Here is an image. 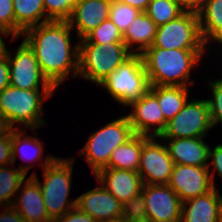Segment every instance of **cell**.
I'll return each instance as SVG.
<instances>
[{"label":"cell","instance_id":"6da1fadb","mask_svg":"<svg viewBox=\"0 0 222 222\" xmlns=\"http://www.w3.org/2000/svg\"><path fill=\"white\" fill-rule=\"evenodd\" d=\"M68 21L50 20L25 30L24 41L35 53L40 70L50 84L57 87L69 77L78 75V43L70 39ZM73 75V76H72Z\"/></svg>","mask_w":222,"mask_h":222},{"label":"cell","instance_id":"7a4b0ae2","mask_svg":"<svg viewBox=\"0 0 222 222\" xmlns=\"http://www.w3.org/2000/svg\"><path fill=\"white\" fill-rule=\"evenodd\" d=\"M205 49H162L149 47L142 54L150 86L193 85L190 71L201 57L207 53Z\"/></svg>","mask_w":222,"mask_h":222},{"label":"cell","instance_id":"3957f363","mask_svg":"<svg viewBox=\"0 0 222 222\" xmlns=\"http://www.w3.org/2000/svg\"><path fill=\"white\" fill-rule=\"evenodd\" d=\"M74 157L68 159L46 156L43 166V183H40L36 173L32 177L38 182L48 216L54 220L63 216L77 205V199L68 198L72 183ZM70 201V202H69Z\"/></svg>","mask_w":222,"mask_h":222},{"label":"cell","instance_id":"277c9868","mask_svg":"<svg viewBox=\"0 0 222 222\" xmlns=\"http://www.w3.org/2000/svg\"><path fill=\"white\" fill-rule=\"evenodd\" d=\"M40 90H25L7 86L0 93V119L8 129H15L18 123L24 128L36 130L45 126L43 115V100L54 93H40ZM16 123V124H15Z\"/></svg>","mask_w":222,"mask_h":222},{"label":"cell","instance_id":"5b68a950","mask_svg":"<svg viewBox=\"0 0 222 222\" xmlns=\"http://www.w3.org/2000/svg\"><path fill=\"white\" fill-rule=\"evenodd\" d=\"M78 75L98 85L133 53L125 43H78Z\"/></svg>","mask_w":222,"mask_h":222},{"label":"cell","instance_id":"8992f818","mask_svg":"<svg viewBox=\"0 0 222 222\" xmlns=\"http://www.w3.org/2000/svg\"><path fill=\"white\" fill-rule=\"evenodd\" d=\"M109 95L125 107L141 99L150 84L141 54H133L120 64L100 84Z\"/></svg>","mask_w":222,"mask_h":222},{"label":"cell","instance_id":"52a82bcc","mask_svg":"<svg viewBox=\"0 0 222 222\" xmlns=\"http://www.w3.org/2000/svg\"><path fill=\"white\" fill-rule=\"evenodd\" d=\"M134 135L128 116H121L92 133L80 150V155L84 156L95 175L108 166L113 150L125 144Z\"/></svg>","mask_w":222,"mask_h":222},{"label":"cell","instance_id":"ba28073f","mask_svg":"<svg viewBox=\"0 0 222 222\" xmlns=\"http://www.w3.org/2000/svg\"><path fill=\"white\" fill-rule=\"evenodd\" d=\"M151 47L162 49H207L203 41L198 14L184 12L177 19L157 27Z\"/></svg>","mask_w":222,"mask_h":222},{"label":"cell","instance_id":"9c48e42d","mask_svg":"<svg viewBox=\"0 0 222 222\" xmlns=\"http://www.w3.org/2000/svg\"><path fill=\"white\" fill-rule=\"evenodd\" d=\"M212 128L207 100L193 98L167 122L158 139L205 138Z\"/></svg>","mask_w":222,"mask_h":222},{"label":"cell","instance_id":"30bf717a","mask_svg":"<svg viewBox=\"0 0 222 222\" xmlns=\"http://www.w3.org/2000/svg\"><path fill=\"white\" fill-rule=\"evenodd\" d=\"M15 51L14 57L7 48L4 53L9 62L10 85L18 89L40 90L41 84V93H54L56 89L42 74L35 53L27 43L23 40Z\"/></svg>","mask_w":222,"mask_h":222},{"label":"cell","instance_id":"8fae6325","mask_svg":"<svg viewBox=\"0 0 222 222\" xmlns=\"http://www.w3.org/2000/svg\"><path fill=\"white\" fill-rule=\"evenodd\" d=\"M157 138L150 136L142 146L138 173L144 184H168L172 174L174 162Z\"/></svg>","mask_w":222,"mask_h":222},{"label":"cell","instance_id":"7c38bea8","mask_svg":"<svg viewBox=\"0 0 222 222\" xmlns=\"http://www.w3.org/2000/svg\"><path fill=\"white\" fill-rule=\"evenodd\" d=\"M210 167L174 164L168 185L182 202L216 188L215 173Z\"/></svg>","mask_w":222,"mask_h":222},{"label":"cell","instance_id":"4fadbf2b","mask_svg":"<svg viewBox=\"0 0 222 222\" xmlns=\"http://www.w3.org/2000/svg\"><path fill=\"white\" fill-rule=\"evenodd\" d=\"M148 222H180L182 201L168 184H144Z\"/></svg>","mask_w":222,"mask_h":222},{"label":"cell","instance_id":"5bb4252c","mask_svg":"<svg viewBox=\"0 0 222 222\" xmlns=\"http://www.w3.org/2000/svg\"><path fill=\"white\" fill-rule=\"evenodd\" d=\"M129 107H132V111L127 116L135 134L159 137L165 130L167 121L157 97L150 90Z\"/></svg>","mask_w":222,"mask_h":222},{"label":"cell","instance_id":"9a60e30c","mask_svg":"<svg viewBox=\"0 0 222 222\" xmlns=\"http://www.w3.org/2000/svg\"><path fill=\"white\" fill-rule=\"evenodd\" d=\"M77 207L97 222H119L122 204L101 184L77 198Z\"/></svg>","mask_w":222,"mask_h":222},{"label":"cell","instance_id":"2e32d148","mask_svg":"<svg viewBox=\"0 0 222 222\" xmlns=\"http://www.w3.org/2000/svg\"><path fill=\"white\" fill-rule=\"evenodd\" d=\"M95 178L121 204L141 193L144 185L138 171L103 168Z\"/></svg>","mask_w":222,"mask_h":222},{"label":"cell","instance_id":"e0dca14e","mask_svg":"<svg viewBox=\"0 0 222 222\" xmlns=\"http://www.w3.org/2000/svg\"><path fill=\"white\" fill-rule=\"evenodd\" d=\"M111 3L112 0H76L67 21L79 40L109 18Z\"/></svg>","mask_w":222,"mask_h":222},{"label":"cell","instance_id":"ac0fdd59","mask_svg":"<svg viewBox=\"0 0 222 222\" xmlns=\"http://www.w3.org/2000/svg\"><path fill=\"white\" fill-rule=\"evenodd\" d=\"M204 138H174L165 139V144L174 164L210 167L209 150Z\"/></svg>","mask_w":222,"mask_h":222},{"label":"cell","instance_id":"d6986e66","mask_svg":"<svg viewBox=\"0 0 222 222\" xmlns=\"http://www.w3.org/2000/svg\"><path fill=\"white\" fill-rule=\"evenodd\" d=\"M21 187L20 198L16 196L12 207L26 222H53L46 211L43 194L38 182L30 176L21 183Z\"/></svg>","mask_w":222,"mask_h":222},{"label":"cell","instance_id":"ffe728a7","mask_svg":"<svg viewBox=\"0 0 222 222\" xmlns=\"http://www.w3.org/2000/svg\"><path fill=\"white\" fill-rule=\"evenodd\" d=\"M221 207L222 196L214 188L182 202L180 222H219Z\"/></svg>","mask_w":222,"mask_h":222},{"label":"cell","instance_id":"44dd1931","mask_svg":"<svg viewBox=\"0 0 222 222\" xmlns=\"http://www.w3.org/2000/svg\"><path fill=\"white\" fill-rule=\"evenodd\" d=\"M157 27L145 12H141L123 33L124 43L133 54H142L152 46ZM134 44H137L136 48H134Z\"/></svg>","mask_w":222,"mask_h":222},{"label":"cell","instance_id":"7402d4cb","mask_svg":"<svg viewBox=\"0 0 222 222\" xmlns=\"http://www.w3.org/2000/svg\"><path fill=\"white\" fill-rule=\"evenodd\" d=\"M13 9L15 39H18L25 30L50 21L46 17L43 0H13Z\"/></svg>","mask_w":222,"mask_h":222},{"label":"cell","instance_id":"603a6c76","mask_svg":"<svg viewBox=\"0 0 222 222\" xmlns=\"http://www.w3.org/2000/svg\"><path fill=\"white\" fill-rule=\"evenodd\" d=\"M149 137L135 134L125 144L116 147L106 168L138 171L142 146Z\"/></svg>","mask_w":222,"mask_h":222},{"label":"cell","instance_id":"cb8c5ba5","mask_svg":"<svg viewBox=\"0 0 222 222\" xmlns=\"http://www.w3.org/2000/svg\"><path fill=\"white\" fill-rule=\"evenodd\" d=\"M198 17L205 45L210 39L222 45V0H205Z\"/></svg>","mask_w":222,"mask_h":222},{"label":"cell","instance_id":"d4e9b609","mask_svg":"<svg viewBox=\"0 0 222 222\" xmlns=\"http://www.w3.org/2000/svg\"><path fill=\"white\" fill-rule=\"evenodd\" d=\"M189 87L181 86H150L149 90L157 97L159 106L168 122L187 103Z\"/></svg>","mask_w":222,"mask_h":222},{"label":"cell","instance_id":"484cf974","mask_svg":"<svg viewBox=\"0 0 222 222\" xmlns=\"http://www.w3.org/2000/svg\"><path fill=\"white\" fill-rule=\"evenodd\" d=\"M34 166L30 164L21 165L18 168H8L3 166L0 168V205L7 207L12 206L14 199L21 190V183L26 180V175ZM16 195V196H15Z\"/></svg>","mask_w":222,"mask_h":222},{"label":"cell","instance_id":"4316f807","mask_svg":"<svg viewBox=\"0 0 222 222\" xmlns=\"http://www.w3.org/2000/svg\"><path fill=\"white\" fill-rule=\"evenodd\" d=\"M21 129L22 131L19 128L11 129L12 165L16 163L19 153V156L23 160L29 162H33L34 160L36 162L43 158L42 155L45 147H43V143L36 137L37 134L35 136H25L23 127Z\"/></svg>","mask_w":222,"mask_h":222},{"label":"cell","instance_id":"83f0119b","mask_svg":"<svg viewBox=\"0 0 222 222\" xmlns=\"http://www.w3.org/2000/svg\"><path fill=\"white\" fill-rule=\"evenodd\" d=\"M184 11L175 0H151L145 14L157 25L177 19Z\"/></svg>","mask_w":222,"mask_h":222},{"label":"cell","instance_id":"f1b7e54d","mask_svg":"<svg viewBox=\"0 0 222 222\" xmlns=\"http://www.w3.org/2000/svg\"><path fill=\"white\" fill-rule=\"evenodd\" d=\"M79 43H96L106 45L108 43H124L123 33L108 18L98 27L89 32Z\"/></svg>","mask_w":222,"mask_h":222},{"label":"cell","instance_id":"f546056e","mask_svg":"<svg viewBox=\"0 0 222 222\" xmlns=\"http://www.w3.org/2000/svg\"><path fill=\"white\" fill-rule=\"evenodd\" d=\"M140 13L141 11L133 8L130 5H127L119 0H112L109 19L122 33H124L125 30L134 22L136 16H138Z\"/></svg>","mask_w":222,"mask_h":222},{"label":"cell","instance_id":"4dcf8cb0","mask_svg":"<svg viewBox=\"0 0 222 222\" xmlns=\"http://www.w3.org/2000/svg\"><path fill=\"white\" fill-rule=\"evenodd\" d=\"M121 221L148 222L146 205L142 192L122 204Z\"/></svg>","mask_w":222,"mask_h":222},{"label":"cell","instance_id":"1f68e13d","mask_svg":"<svg viewBox=\"0 0 222 222\" xmlns=\"http://www.w3.org/2000/svg\"><path fill=\"white\" fill-rule=\"evenodd\" d=\"M75 3L76 0H43L46 17L49 20L67 21Z\"/></svg>","mask_w":222,"mask_h":222},{"label":"cell","instance_id":"d6a6232c","mask_svg":"<svg viewBox=\"0 0 222 222\" xmlns=\"http://www.w3.org/2000/svg\"><path fill=\"white\" fill-rule=\"evenodd\" d=\"M212 90L211 99H206L209 106V114L212 127L221 123L222 125V79L212 81L208 80Z\"/></svg>","mask_w":222,"mask_h":222},{"label":"cell","instance_id":"836d02e7","mask_svg":"<svg viewBox=\"0 0 222 222\" xmlns=\"http://www.w3.org/2000/svg\"><path fill=\"white\" fill-rule=\"evenodd\" d=\"M0 31L8 36L13 35L11 40L15 39V14L13 9V0H0Z\"/></svg>","mask_w":222,"mask_h":222},{"label":"cell","instance_id":"e575fe53","mask_svg":"<svg viewBox=\"0 0 222 222\" xmlns=\"http://www.w3.org/2000/svg\"><path fill=\"white\" fill-rule=\"evenodd\" d=\"M12 164L11 129L0 136V168Z\"/></svg>","mask_w":222,"mask_h":222},{"label":"cell","instance_id":"d590c367","mask_svg":"<svg viewBox=\"0 0 222 222\" xmlns=\"http://www.w3.org/2000/svg\"><path fill=\"white\" fill-rule=\"evenodd\" d=\"M53 222H97L89 214L82 212L77 206Z\"/></svg>","mask_w":222,"mask_h":222},{"label":"cell","instance_id":"8d00e7d4","mask_svg":"<svg viewBox=\"0 0 222 222\" xmlns=\"http://www.w3.org/2000/svg\"><path fill=\"white\" fill-rule=\"evenodd\" d=\"M10 85V68L8 57L4 54L0 57V93Z\"/></svg>","mask_w":222,"mask_h":222},{"label":"cell","instance_id":"74e56055","mask_svg":"<svg viewBox=\"0 0 222 222\" xmlns=\"http://www.w3.org/2000/svg\"><path fill=\"white\" fill-rule=\"evenodd\" d=\"M212 159L214 172L222 178V144H218L214 149L209 150V159ZM222 181V180H221Z\"/></svg>","mask_w":222,"mask_h":222},{"label":"cell","instance_id":"f35d334b","mask_svg":"<svg viewBox=\"0 0 222 222\" xmlns=\"http://www.w3.org/2000/svg\"><path fill=\"white\" fill-rule=\"evenodd\" d=\"M184 12L198 14L205 3V0H175Z\"/></svg>","mask_w":222,"mask_h":222},{"label":"cell","instance_id":"ab89813d","mask_svg":"<svg viewBox=\"0 0 222 222\" xmlns=\"http://www.w3.org/2000/svg\"><path fill=\"white\" fill-rule=\"evenodd\" d=\"M4 208V212H0V222H26L12 206Z\"/></svg>","mask_w":222,"mask_h":222},{"label":"cell","instance_id":"60d3db41","mask_svg":"<svg viewBox=\"0 0 222 222\" xmlns=\"http://www.w3.org/2000/svg\"><path fill=\"white\" fill-rule=\"evenodd\" d=\"M127 5L132 6L133 8L138 9L141 12H145L147 9V6L149 5V2L151 0H119Z\"/></svg>","mask_w":222,"mask_h":222},{"label":"cell","instance_id":"b9f144b4","mask_svg":"<svg viewBox=\"0 0 222 222\" xmlns=\"http://www.w3.org/2000/svg\"><path fill=\"white\" fill-rule=\"evenodd\" d=\"M0 34L2 35H4V36H8L5 32H3V31H0ZM0 35V57L2 56V55H4V53H5V49H6V45H5V42H4V40L2 39V36Z\"/></svg>","mask_w":222,"mask_h":222},{"label":"cell","instance_id":"7bdbcfd3","mask_svg":"<svg viewBox=\"0 0 222 222\" xmlns=\"http://www.w3.org/2000/svg\"><path fill=\"white\" fill-rule=\"evenodd\" d=\"M5 123L0 119V136L7 130Z\"/></svg>","mask_w":222,"mask_h":222},{"label":"cell","instance_id":"ee69618b","mask_svg":"<svg viewBox=\"0 0 222 222\" xmlns=\"http://www.w3.org/2000/svg\"><path fill=\"white\" fill-rule=\"evenodd\" d=\"M219 222H222V207H221Z\"/></svg>","mask_w":222,"mask_h":222}]
</instances>
